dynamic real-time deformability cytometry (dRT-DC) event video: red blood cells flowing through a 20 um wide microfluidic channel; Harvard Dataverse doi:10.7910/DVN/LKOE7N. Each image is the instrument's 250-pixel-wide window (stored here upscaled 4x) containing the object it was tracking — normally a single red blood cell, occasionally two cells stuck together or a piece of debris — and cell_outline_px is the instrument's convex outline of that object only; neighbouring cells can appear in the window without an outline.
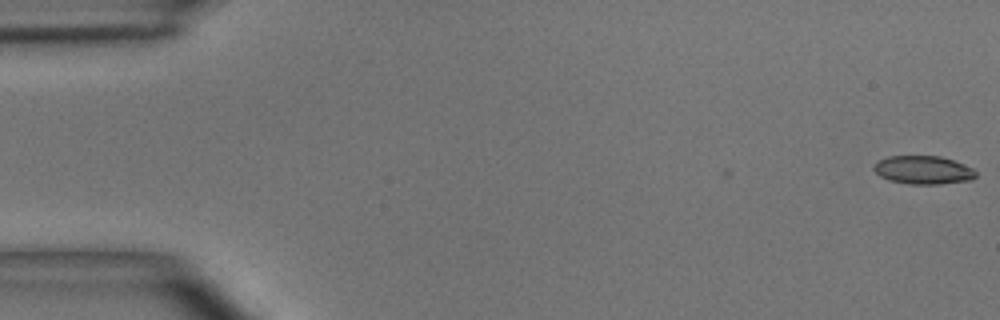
{"species": "common noctule bat (a hibernating species)", "species_latin": "Nyctalus noctula", "temperature_condition": "room temperature", "stored_images_in_passage": 4, "camera_frame_rate_fps": 3000, "um_per_image_px": 0.085, "animal": {"sex": "male", "body_mass_g": 15.6}, "frame": {"image": 1, "passage_image": 1, "time_ms": 0.0, "image_size_px": [1000, 320], "cell_outline_px": [[976, 176], [972, 180], [936, 184], [912, 184], [888, 180], [880, 176], [872, 168], [880, 160], [888, 156], [940, 156], [964, 164], [972, 168], [976, 172]], "centroid_in_image_um": [78.48, 14.45], "position_along_channel_um": 6.5, "area_um2": 16.7}}